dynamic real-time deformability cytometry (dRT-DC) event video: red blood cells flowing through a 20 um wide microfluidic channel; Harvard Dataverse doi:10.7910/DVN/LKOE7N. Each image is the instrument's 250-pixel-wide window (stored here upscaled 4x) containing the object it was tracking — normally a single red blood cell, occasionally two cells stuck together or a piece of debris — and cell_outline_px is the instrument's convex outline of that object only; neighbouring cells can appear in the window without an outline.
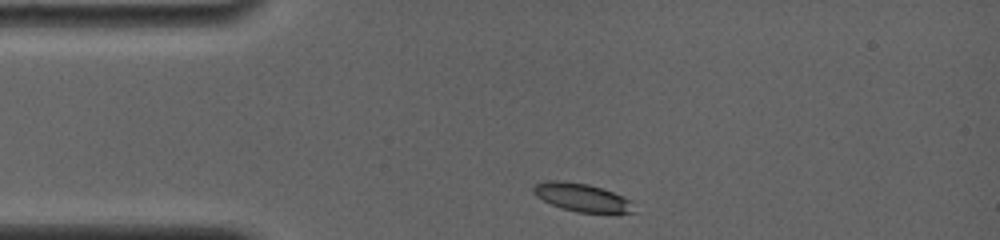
{"species": "common noctule bat (a hibernating species)", "species_latin": "Nyctalus noctula", "temperature_condition": "room temperature", "stored_images_in_passage": 46, "camera_frame_rate_fps": 4000, "um_per_image_px": 0.085, "animal": {"sex": "female", "body_mass_g": 19.0, "forearm_length_mm": 56.7}, "frame": {"image": 1, "passage_image": 1, "time_ms": 0.0, "image_size_px": [1000, 240], "cell_outline_px": [[636, 212], [576, 212], [552, 204], [536, 196], [532, 192], [532, 188], [536, 184], [544, 180], [560, 180], [588, 184], [612, 192], [632, 200]], "centroid_in_image_um": [49.45, 16.76], "position_along_channel_um": 35.6, "area_um2": 16.3}}
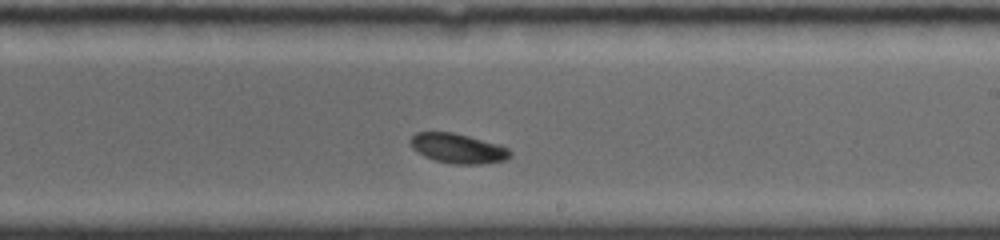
{"frame": {"image": 2, "passage_image": 27, "time_ms": 6.5, "image_size_px": [1000, 240], "cell_outline_px": [[512, 156], [504, 160], [480, 164], [452, 164], [436, 160], [424, 156], [412, 148], [408, 140], [416, 132], [452, 132], [500, 144], [508, 148], [512, 152]], "centroid_in_image_um": [38.92, 12.61], "position_along_channel_um": 250.1, "area_um2": 17.34}}
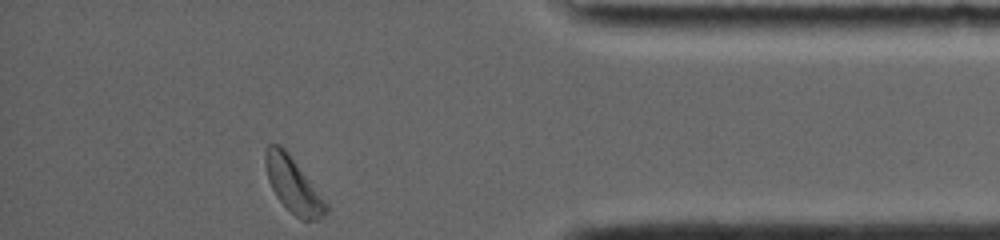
{"frame": {"image": 3, "passage_image": 46, "time_ms": 11.25, "image_size_px": [1000, 240], "cell_outline_px": [[328, 212], [316, 220], [300, 220], [276, 196], [268, 180], [264, 164], [264, 152], [268, 144], [280, 144], [288, 152], [328, 204]], "centroid_in_image_um": [24.9, 15.7], "position_along_channel_um": 410.3, "area_um2": 19.31}, "authors_computed_cell_mechanics": {"area_um2": 17.5423, "velocity_mm_per_s": 3.7603, "shape_relaxation_time_tau1_ms": 4.5393, "shape_relaxation_time_tau2_ms": null, "deformation_change_tau1": 0.1664, "deformation_change_tau2": null}}